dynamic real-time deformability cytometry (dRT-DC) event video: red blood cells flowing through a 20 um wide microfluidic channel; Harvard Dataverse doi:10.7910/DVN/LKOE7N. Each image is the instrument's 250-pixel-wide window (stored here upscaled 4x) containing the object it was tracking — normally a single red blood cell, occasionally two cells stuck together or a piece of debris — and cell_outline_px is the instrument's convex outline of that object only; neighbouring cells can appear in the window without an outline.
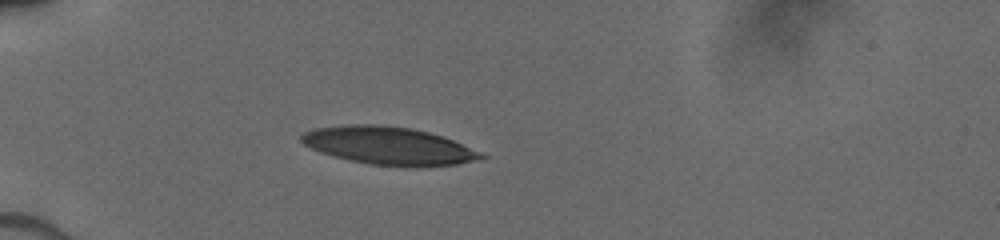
{"species": "human", "species_latin": "Homo sapiens", "temperature_condition": "cold", "stored_images_in_passage": 46, "camera_frame_rate_fps": 3000, "um_per_image_px": 0.085, "donor": {"sex": "male"}, "frame": {"image": 1, "passage_image": 1, "time_ms": 0.0, "image_size_px": [1000, 240], "cell_outline_px": [[488, 156], [456, 164], [416, 168], [408, 168], [372, 164], [352, 160], [320, 152], [304, 144], [300, 140], [300, 136], [304, 132], [316, 128], [344, 124], [376, 124], [412, 128], [428, 132], [452, 140], [480, 152]], "centroid_in_image_um": [33.01, 12.39], "position_along_channel_um": 52.0, "area_um2": 39.42}}
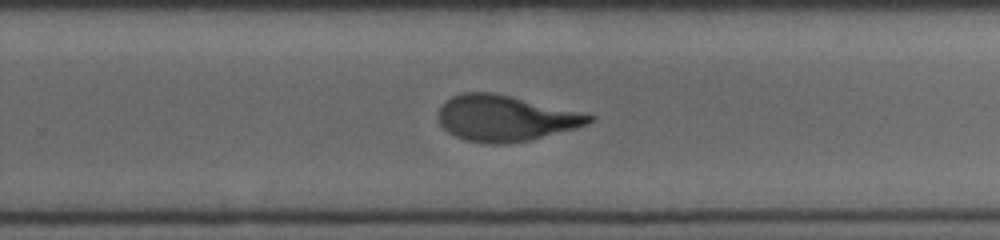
{"frame": {"image": 2, "passage_image": 25, "time_ms": 6.333, "image_size_px": [1000, 240], "cell_outline_px": [[596, 116], [588, 124], [576, 128], [528, 140], [508, 144], [492, 144], [464, 140], [448, 132], [440, 124], [440, 108], [452, 96], [464, 92], [492, 92]], "centroid_in_image_um": [42.94, 10.06], "position_along_channel_um": 286.9, "area_um2": 39.59}}
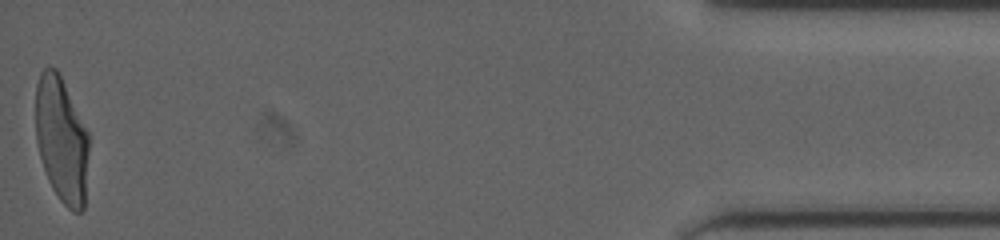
{"frame": {"image": 3, "passage_image": 46, "time_ms": 11.667, "image_size_px": [1000, 240], "cell_outline_px": [[88, 152], [84, 208], [80, 212], [72, 212], [60, 200], [52, 188], [48, 180], [40, 156], [36, 140], [36, 84], [40, 72], [44, 68], [56, 68], [60, 72], [88, 132]], "centroid_in_image_um": [5.23, 11.85], "position_along_channel_um": 430.0, "area_um2": 39.07}}